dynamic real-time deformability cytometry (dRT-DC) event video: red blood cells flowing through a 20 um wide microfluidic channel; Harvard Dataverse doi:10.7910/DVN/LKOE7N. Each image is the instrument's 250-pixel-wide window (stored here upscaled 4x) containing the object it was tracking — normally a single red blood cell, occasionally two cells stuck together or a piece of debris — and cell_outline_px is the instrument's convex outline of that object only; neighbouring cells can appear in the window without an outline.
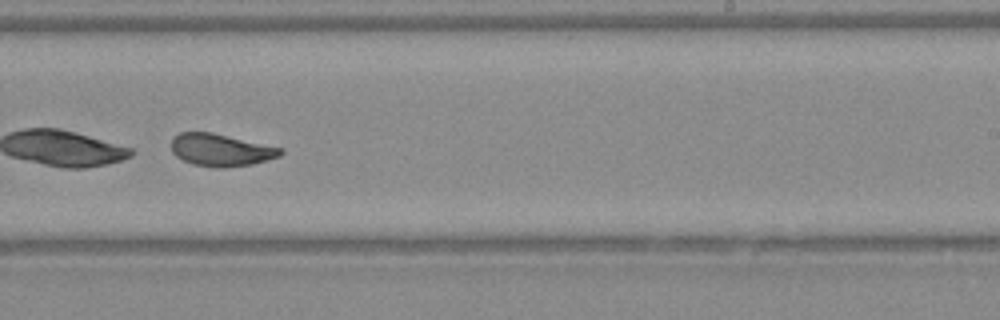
{"species": "Egyptian fruit bat (a non-hibernating species)", "species_latin": "Rousettus aegyptiacus", "temperature_condition": "warm", "stored_images_in_passage": 41, "camera_frame_rate_fps": 3000, "um_per_image_px": 0.085, "animal": {"sex": "female"}, "frame": {"image": 1, "passage_image": 30, "time_ms": 9.667, "image_size_px": [1000, 320], "cell_outline_px": [[284, 152], [280, 156], [268, 160], [252, 164], [224, 168], [220, 168], [192, 164], [176, 156], [172, 152], [172, 140], [180, 132], [212, 132], [284, 148]], "centroid_in_image_um": [18.82, 12.75], "position_along_channel_um": 270.2, "area_um2": 20.63}}